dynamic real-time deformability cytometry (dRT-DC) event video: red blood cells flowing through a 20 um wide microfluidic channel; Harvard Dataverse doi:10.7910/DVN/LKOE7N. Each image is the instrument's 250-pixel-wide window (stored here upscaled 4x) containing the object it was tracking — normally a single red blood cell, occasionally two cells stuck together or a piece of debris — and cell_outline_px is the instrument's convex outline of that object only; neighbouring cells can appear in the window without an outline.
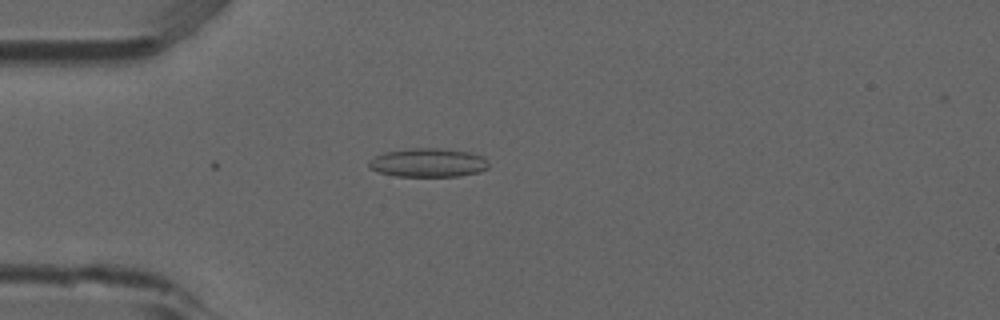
{"species": "common noctule bat (a hibernating species)", "species_latin": "Nyctalus noctula", "temperature_condition": "room temperature", "stored_images_in_passage": 6, "camera_frame_rate_fps": 3000, "um_per_image_px": 0.085, "animal": {"sex": "male", "forearm_length_mm": 52.5}, "frame": {"image": 1, "passage_image": 5, "time_ms": 1.333, "image_size_px": [1000, 320], "cell_outline_px": [[488, 168], [480, 172], [456, 176], [396, 176], [380, 172], [368, 168], [368, 160], [384, 152], [412, 148], [436, 148], [468, 152], [480, 156], [488, 160]], "centroid_in_image_um": [36.36, 13.83], "position_along_channel_um": 48.6, "area_um2": 19.94}}